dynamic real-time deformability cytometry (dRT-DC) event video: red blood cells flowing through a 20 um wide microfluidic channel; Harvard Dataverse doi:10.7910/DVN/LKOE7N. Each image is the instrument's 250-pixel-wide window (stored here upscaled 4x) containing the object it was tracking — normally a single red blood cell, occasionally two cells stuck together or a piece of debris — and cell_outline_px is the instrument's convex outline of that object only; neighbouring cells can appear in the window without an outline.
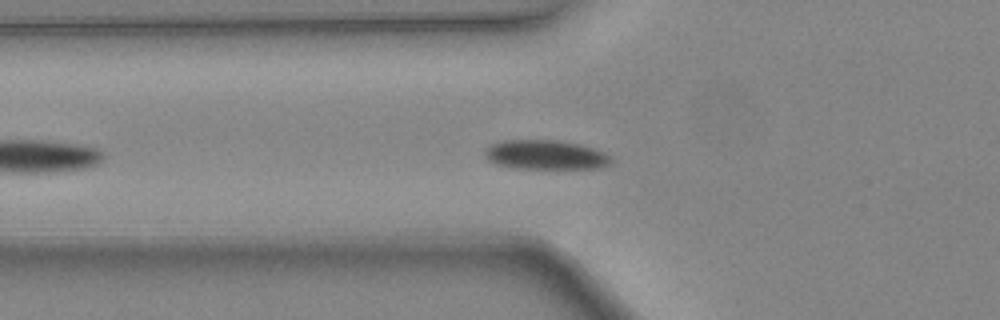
{"species": "common noctule bat (a hibernating species)", "species_latin": "Nyctalus noctula", "temperature_condition": "warm", "stored_images_in_passage": 31, "camera_frame_rate_fps": 3000, "um_per_image_px": 0.085, "animal": {"sex": "female", "body_mass_g": 24.6, "forearm_length_mm": 56.2}, "frame": {"image": 1, "passage_image": 6, "time_ms": 1.667, "image_size_px": [1000, 320], "cell_outline_px": [[612, 160], [608, 164], [600, 168], [512, 168], [496, 164], [488, 160], [484, 156], [484, 148], [492, 144], [504, 140], [556, 140], [580, 144], [604, 152]], "centroid_in_image_um": [46.32, 13.16], "position_along_channel_um": 79.5, "area_um2": 21.56}}
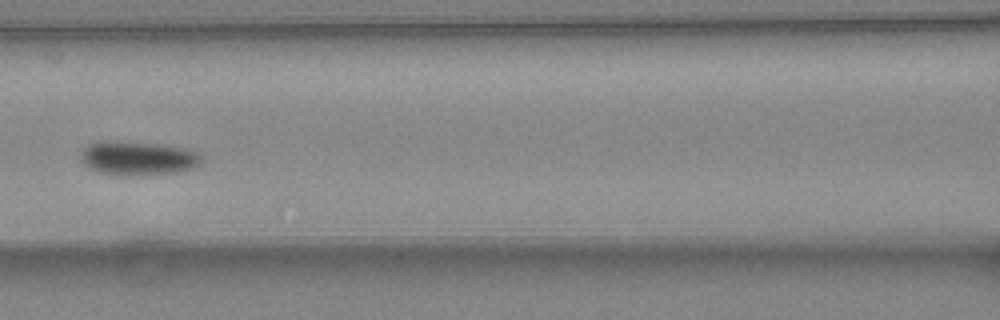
{"frame": {"image": 2, "passage_image": 11, "time_ms": 3.333, "image_size_px": [1000, 320], "cell_outline_px": [[200, 160], [192, 168], [176, 172], [100, 172], [88, 168], [80, 160], [80, 152], [88, 144], [96, 140], [116, 140], [156, 144], [184, 148], [196, 152], [200, 156]], "centroid_in_image_um": [11.61, 13.36], "position_along_channel_um": 155.0, "area_um2": 22.77}}
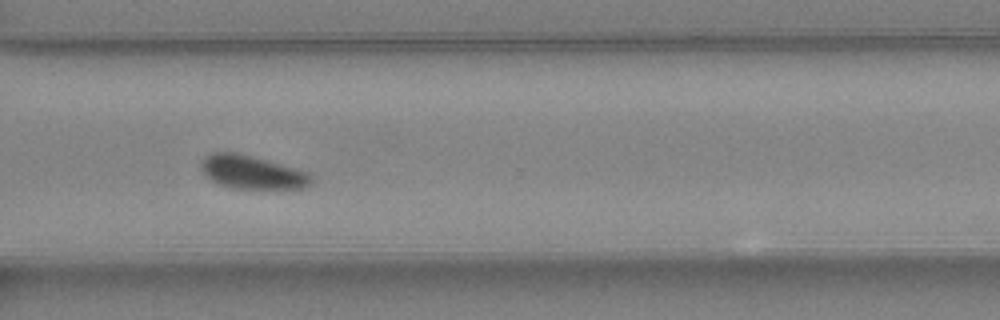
{"frame": {"image": 3, "passage_image": 24, "time_ms": 7.667, "image_size_px": [1000, 320], "cell_outline_px": [[312, 184], [308, 188], [232, 188], [216, 184], [204, 176], [200, 168], [200, 160], [212, 152], [232, 152], [264, 160], [308, 172], [312, 176]], "centroid_in_image_um": [21.37, 14.66], "position_along_channel_um": 349.2, "area_um2": 21.33}, "authors_computed_cell_mechanics": {"area_um2": 22.3686, "velocity_mm_per_s": 4.4828, "shape_relaxation_time_tau1_ms": 2.4091, "shape_relaxation_time_tau2_ms": null, "deformation_change_tau1": 0.0992, "deformation_change_tau2": null}}